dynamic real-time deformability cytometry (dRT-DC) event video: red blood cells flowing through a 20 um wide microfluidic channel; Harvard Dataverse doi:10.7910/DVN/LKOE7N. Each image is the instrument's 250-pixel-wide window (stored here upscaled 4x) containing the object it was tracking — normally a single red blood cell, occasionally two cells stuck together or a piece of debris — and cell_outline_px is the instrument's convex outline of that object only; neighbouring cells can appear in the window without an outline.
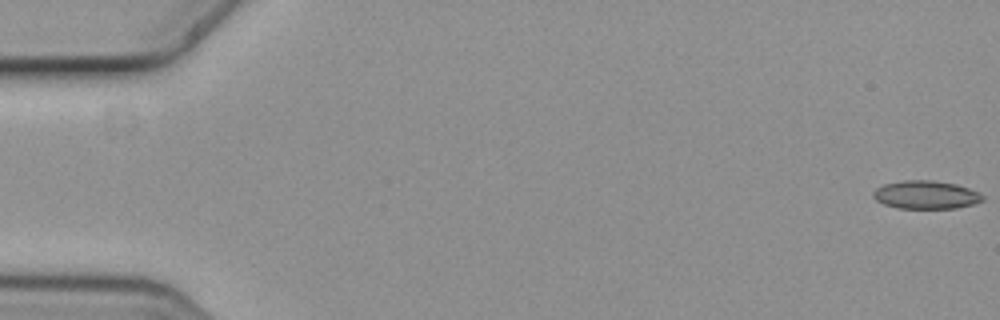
{"species": "common noctule bat (a hibernating species)", "species_latin": "Nyctalus noctula", "temperature_condition": "cold", "stored_images_in_passage": 5, "camera_frame_rate_fps": 3000, "um_per_image_px": 0.085, "animal": {"sex": "female", "body_mass_g": 19.3, "forearm_length_mm": 54.1}, "frame": {"image": 1, "passage_image": 1, "time_ms": 0.0, "image_size_px": [1000, 320], "cell_outline_px": [[984, 200], [972, 204], [956, 208], [900, 208], [884, 204], [876, 200], [872, 196], [872, 192], [876, 188], [884, 184], [904, 180], [932, 180], [956, 184], [980, 192], [984, 196]], "centroid_in_image_um": [78.7, 16.55], "position_along_channel_um": 6.3, "area_um2": 17.98}}
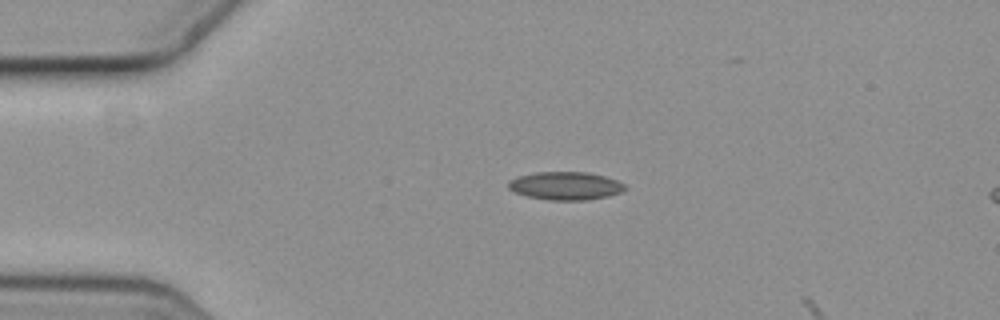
{"frame": {"image": 2, "passage_image": 4, "time_ms": 1.0, "image_size_px": [1000, 320], "cell_outline_px": [[628, 188], [620, 192], [608, 196], [584, 200], [548, 200], [528, 196], [516, 192], [508, 188], [508, 180], [516, 176], [536, 172], [588, 172], [604, 176], [616, 180], [624, 184]], "centroid_in_image_um": [48.05, 15.78], "position_along_channel_um": 37.0, "area_um2": 19.07}}